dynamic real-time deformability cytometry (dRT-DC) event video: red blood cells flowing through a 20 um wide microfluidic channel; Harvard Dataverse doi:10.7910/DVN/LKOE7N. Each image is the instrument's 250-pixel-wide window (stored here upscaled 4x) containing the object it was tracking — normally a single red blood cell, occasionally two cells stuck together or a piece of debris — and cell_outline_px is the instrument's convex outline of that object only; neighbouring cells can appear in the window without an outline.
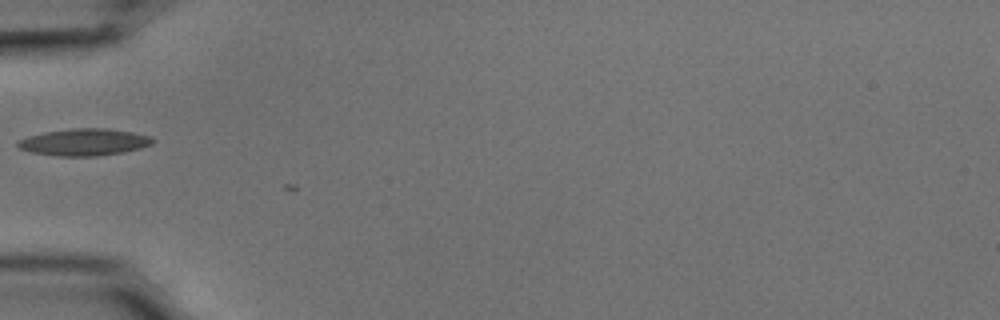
{"species": "common noctule bat (a hibernating species)", "species_latin": "Nyctalus noctula", "temperature_condition": "cold", "stored_images_in_passage": 6, "camera_frame_rate_fps": 3000, "um_per_image_px": 0.085, "animal": {"sex": "male", "body_mass_g": 15.6}, "frame": {"image": 1, "passage_image": 3, "time_ms": 0.667, "image_size_px": [1000, 320], "cell_outline_px": [[156, 140], [152, 144], [140, 148], [124, 152], [100, 156], [56, 156], [32, 152], [20, 148], [16, 144], [16, 140], [28, 136], [44, 132], [72, 128], [108, 128], [132, 132], [152, 136]], "centroid_in_image_um": [7.18, 12.08], "position_along_channel_um": 77.8, "area_um2": 21.39}}